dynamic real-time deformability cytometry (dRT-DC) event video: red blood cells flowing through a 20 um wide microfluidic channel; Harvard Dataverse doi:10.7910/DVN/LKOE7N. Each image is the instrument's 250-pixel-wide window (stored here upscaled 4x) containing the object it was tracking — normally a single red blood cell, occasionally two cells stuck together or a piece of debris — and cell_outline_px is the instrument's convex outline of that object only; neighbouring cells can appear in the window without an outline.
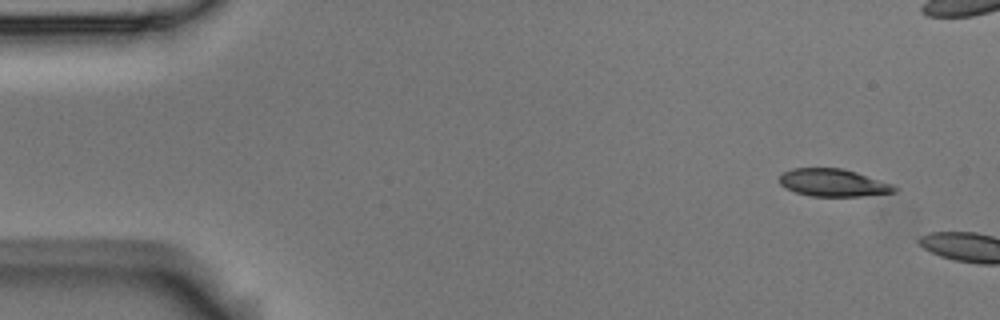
{"species": "Egyptian fruit bat (a non-hibernating species)", "species_latin": "Rousettus aegyptiacus", "temperature_condition": "room temperature", "stored_images_in_passage": 3, "camera_frame_rate_fps": 3000, "um_per_image_px": 0.085, "animal": {"sex": "male"}, "frame": {"image": 1, "passage_image": 1, "time_ms": 0.0, "image_size_px": [1000, 320], "cell_outline_px": [[900, 188], [896, 192], [860, 196], [812, 196], [796, 192], [784, 188], [780, 184], [780, 172], [792, 168], [844, 168], [892, 184]], "centroid_in_image_um": [70.81, 15.52], "position_along_channel_um": 14.2, "area_um2": 18.55}}